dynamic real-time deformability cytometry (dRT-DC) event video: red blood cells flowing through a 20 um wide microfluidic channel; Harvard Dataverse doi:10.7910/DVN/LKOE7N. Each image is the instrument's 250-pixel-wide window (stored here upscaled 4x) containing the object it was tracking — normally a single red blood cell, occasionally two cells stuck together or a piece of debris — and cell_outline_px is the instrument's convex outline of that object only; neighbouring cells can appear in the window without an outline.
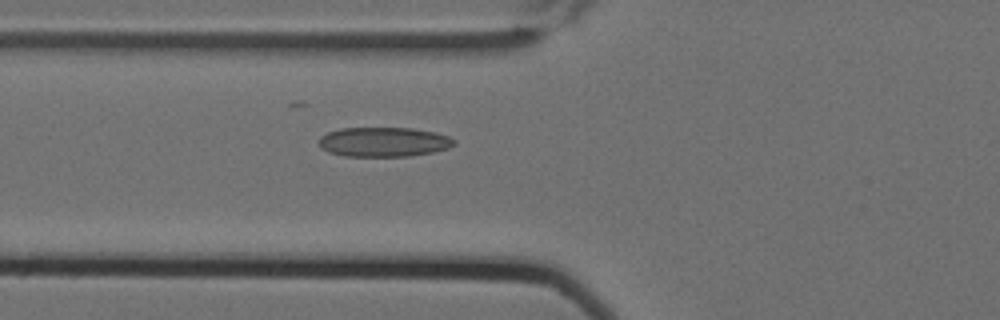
{"species": "Egyptian fruit bat (a non-hibernating species)", "species_latin": "Rousettus aegyptiacus", "temperature_condition": "cold", "stored_images_in_passage": 7, "camera_frame_rate_fps": 3000, "um_per_image_px": 0.085, "animal": {"sex": "female"}, "frame": {"image": 1, "passage_image": 7, "time_ms": 2.0, "image_size_px": [1000, 320], "cell_outline_px": [[456, 144], [448, 148], [432, 152], [408, 156], [344, 156], [328, 152], [320, 148], [320, 136], [328, 132], [340, 128], [412, 128], [432, 132], [448, 136], [456, 140]], "centroid_in_image_um": [32.6, 12.06], "position_along_channel_um": 93.2, "area_um2": 23.24}}